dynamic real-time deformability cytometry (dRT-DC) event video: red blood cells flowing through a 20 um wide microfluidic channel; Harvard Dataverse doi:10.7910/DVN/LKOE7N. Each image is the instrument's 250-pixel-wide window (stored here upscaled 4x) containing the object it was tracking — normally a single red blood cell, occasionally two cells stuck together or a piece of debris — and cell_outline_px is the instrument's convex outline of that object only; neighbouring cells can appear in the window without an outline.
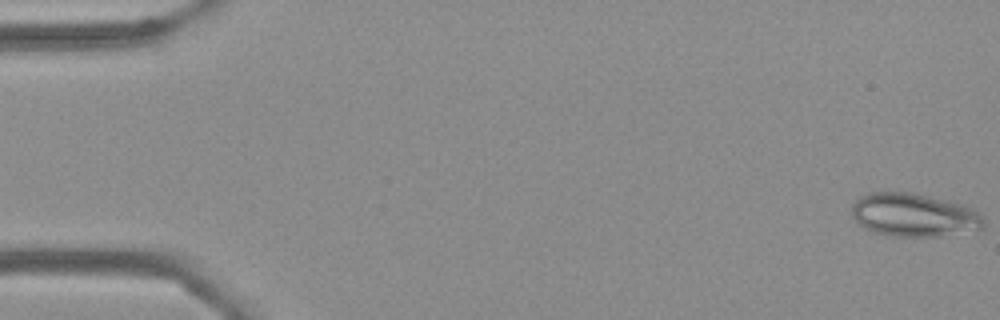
{"species": "Egyptian fruit bat (a non-hibernating species)", "species_latin": "Rousettus aegyptiacus", "temperature_condition": "cold", "stored_images_in_passage": 56, "camera_frame_rate_fps": 3000, "um_per_image_px": 0.085, "frame": {"image": 1, "passage_image": 1, "time_ms": 0.0, "image_size_px": [1000, 320], "cell_outline_px": [[984, 228], [940, 236], [892, 236], [872, 232], [864, 228], [852, 216], [852, 204], [860, 196], [868, 192], [912, 192], [972, 208], [984, 216]], "centroid_in_image_um": [77.64, 18.28], "position_along_channel_um": 7.4, "area_um2": 33.06}}
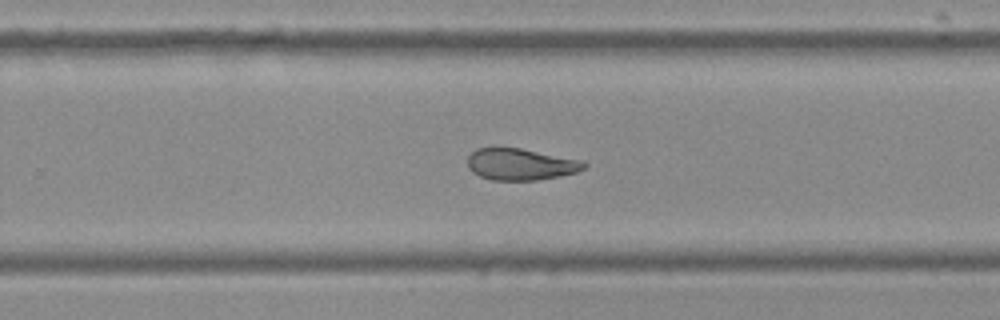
{"frame": {"image": 2, "passage_image": 36, "time_ms": 11.667, "image_size_px": [1000, 320], "cell_outline_px": [[588, 164], [584, 168], [576, 172], [560, 176], [536, 180], [492, 180], [480, 176], [472, 172], [468, 168], [468, 156], [476, 148], [496, 144], [520, 148], [584, 160]], "centroid_in_image_um": [44.21, 13.92], "position_along_channel_um": 285.6, "area_um2": 22.14}}
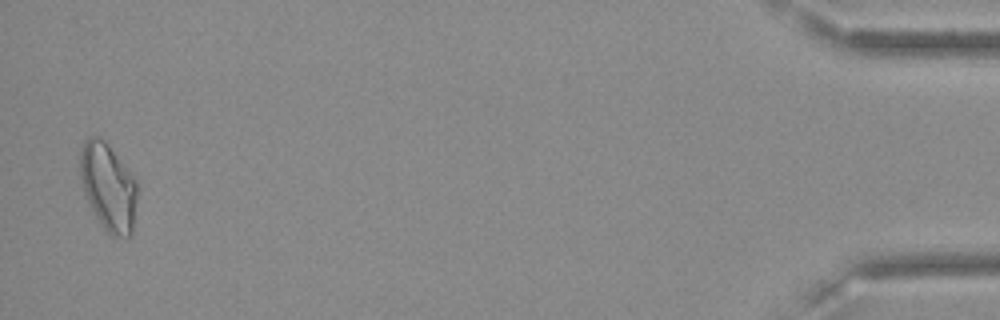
{"frame": {"image": 3, "passage_image": 55, "time_ms": 18.0, "image_size_px": [1000, 320], "cell_outline_px": [[136, 200], [132, 232], [128, 236], [112, 236], [104, 228], [92, 212], [84, 196], [80, 176], [80, 148], [84, 140], [92, 136], [96, 136], [104, 140], [108, 144], [136, 180]], "centroid_in_image_um": [9.16, 15.88], "position_along_channel_um": 426.0, "area_um2": 29.02}, "authors_computed_cell_mechanics": {"area_um2": 23.8425, "velocity_mm_per_s": 3.6103, "shape_relaxation_time_tau1_ms": null, "shape_relaxation_time_tau2_ms": 5.0657, "deformation_change_tau1": null, "deformation_change_tau2": 0.1075}}